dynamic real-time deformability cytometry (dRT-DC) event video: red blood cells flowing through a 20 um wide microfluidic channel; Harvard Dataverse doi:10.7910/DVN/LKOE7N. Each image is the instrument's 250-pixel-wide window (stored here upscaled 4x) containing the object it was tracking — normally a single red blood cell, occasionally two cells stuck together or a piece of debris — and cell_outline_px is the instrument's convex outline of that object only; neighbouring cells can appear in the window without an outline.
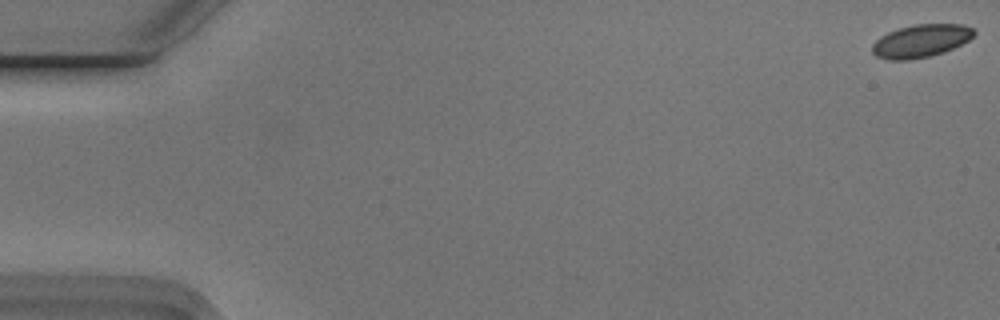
{"species": "Egyptian fruit bat (a non-hibernating species)", "species_latin": "Rousettus aegyptiacus", "temperature_condition": "cold", "stored_images_in_passage": 9, "camera_frame_rate_fps": 3000, "um_per_image_px": 0.085, "animal": {"sex": "male"}, "frame": {"image": 1, "passage_image": 1, "time_ms": 0.0, "image_size_px": [1000, 320], "cell_outline_px": [[976, 32], [968, 40], [944, 52], [928, 56], [908, 60], [892, 60], [876, 56], [872, 52], [872, 44], [880, 36], [888, 32], [900, 28], [916, 24], [964, 24], [972, 28]], "centroid_in_image_um": [78.26, 3.47], "position_along_channel_um": 6.7, "area_um2": 19.31}}
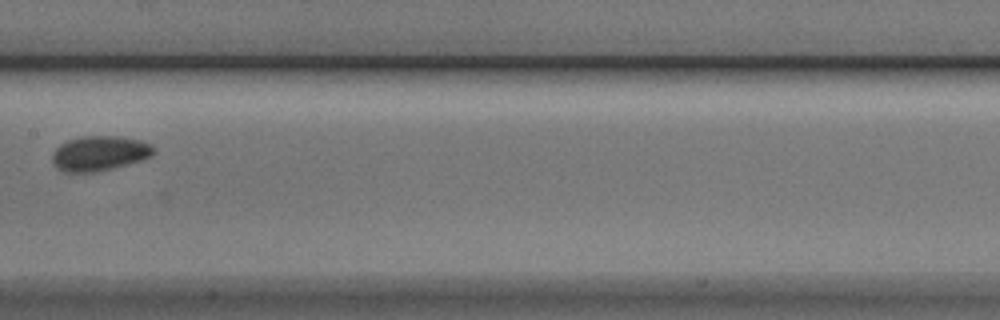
{"frame": {"image": 2, "passage_image": 8, "time_ms": 2.333, "image_size_px": [1000, 320], "cell_outline_px": [[156, 152], [152, 156], [140, 160], [112, 168], [96, 172], [64, 172], [56, 168], [52, 164], [52, 152], [60, 144], [68, 140], [80, 136], [116, 136], [140, 140], [152, 144], [156, 148]], "centroid_in_image_um": [8.45, 13.03], "position_along_channel_um": 199.0, "area_um2": 20.81}}
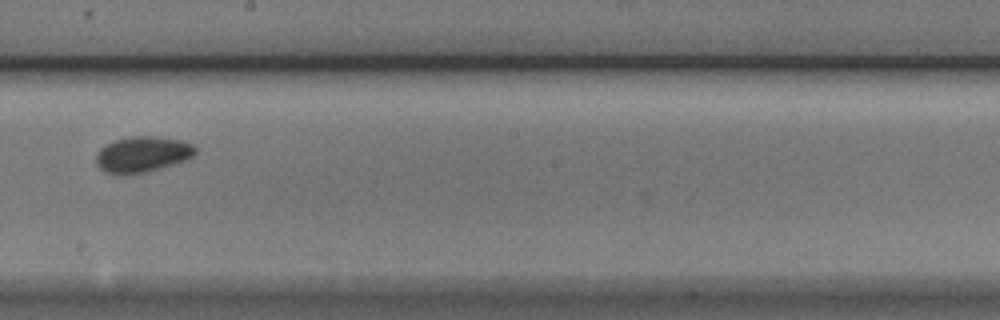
{"frame": {"image": 3, "passage_image": 9, "time_ms": 2.667, "image_size_px": [1000, 320], "cell_outline_px": [[196, 152], [188, 160], [160, 168], [144, 172], [104, 172], [96, 164], [96, 152], [104, 144], [116, 140], [132, 136], [156, 136], [184, 140], [192, 144], [196, 148]], "centroid_in_image_um": [12.14, 13.08], "position_along_channel_um": 236.1, "area_um2": 20.52}}